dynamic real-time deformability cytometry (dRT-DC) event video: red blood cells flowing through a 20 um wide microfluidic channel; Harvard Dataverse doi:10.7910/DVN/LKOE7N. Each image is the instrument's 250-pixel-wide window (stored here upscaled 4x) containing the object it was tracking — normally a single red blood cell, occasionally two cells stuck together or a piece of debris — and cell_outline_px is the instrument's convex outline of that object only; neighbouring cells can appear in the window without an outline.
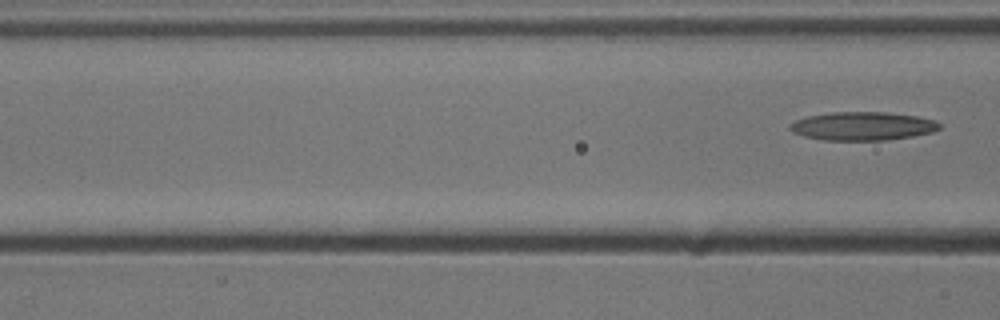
{"species": "common noctule bat (a hibernating species)", "species_latin": "Nyctalus noctula", "temperature_condition": "cold", "stored_images_in_passage": 3, "segment_of_instrument_passage": [2, 2], "camera_frame_rate_fps": 3000, "um_per_image_px": 0.085, "animal": {"sex": "male", "body_mass_g": 13.3}, "frame": {"image": 1, "passage_image": 3, "time_ms": 0.667, "image_size_px": [1000, 320], "cell_outline_px": [[940, 128], [932, 132], [912, 136], [884, 140], [824, 140], [804, 136], [792, 132], [788, 128], [788, 124], [796, 120], [808, 116], [832, 112], [888, 112], [916, 116], [936, 120], [940, 124]], "centroid_in_image_um": [73.3, 10.71], "position_along_channel_um": 93.3, "area_um2": 24.8}}